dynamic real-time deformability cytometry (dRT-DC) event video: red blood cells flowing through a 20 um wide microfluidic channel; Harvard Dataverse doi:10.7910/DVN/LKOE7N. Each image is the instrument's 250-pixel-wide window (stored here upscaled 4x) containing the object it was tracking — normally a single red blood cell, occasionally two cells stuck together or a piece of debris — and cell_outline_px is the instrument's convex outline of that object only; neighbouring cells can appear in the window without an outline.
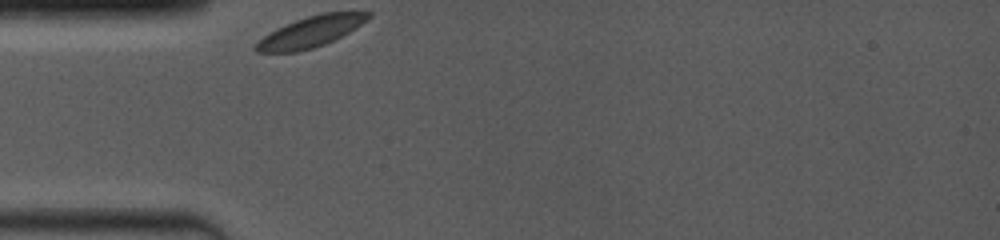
{"species": "common noctule bat (a hibernating species)", "species_latin": "Nyctalus noctula", "temperature_condition": "room temperature", "stored_images_in_passage": 33, "camera_frame_rate_fps": 4000, "um_per_image_px": 0.085, "animal": {"sex": "female", "body_mass_g": 19.0, "forearm_length_mm": 53.3}, "frame": {"image": 1, "passage_image": 1, "time_ms": 0.0, "image_size_px": [1000, 240], "cell_outline_px": [[372, 16], [348, 32], [324, 44], [312, 48], [296, 52], [256, 52], [252, 48], [268, 32], [276, 28], [296, 20], [308, 16], [324, 12], [372, 12]], "centroid_in_image_um": [26.37, 2.7], "position_along_channel_um": 58.6, "area_um2": 19.83}}
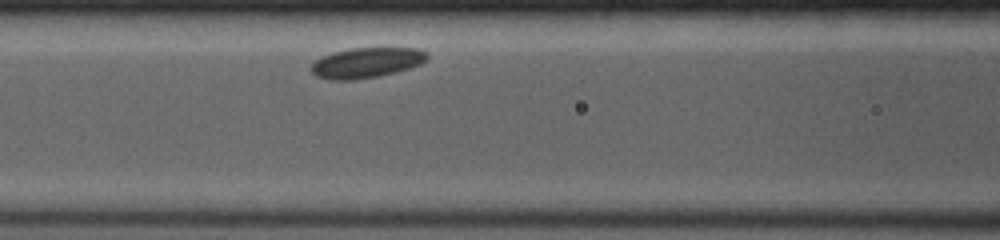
{"frame": {"image": 2, "passage_image": 15, "time_ms": 2.25, "image_size_px": [1000, 240], "cell_outline_px": [[428, 60], [420, 64], [396, 72], [380, 76], [356, 80], [328, 80], [316, 76], [308, 68], [316, 60], [332, 52], [352, 48], [416, 48], [424, 52], [428, 56]], "centroid_in_image_um": [31.12, 5.34], "position_along_channel_um": 135.5, "area_um2": 20.52}}
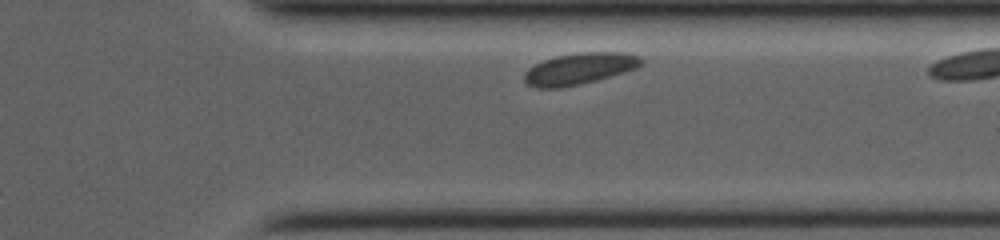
{"frame": {"image": 3, "passage_image": 31, "time_ms": 6.25, "image_size_px": [1000, 240], "cell_outline_px": [[644, 60], [636, 68], [624, 72], [596, 80], [580, 84], [560, 88], [536, 88], [528, 84], [524, 80], [524, 72], [528, 68], [544, 60], [556, 56], [584, 52], [624, 52], [640, 56]], "centroid_in_image_um": [49.24, 5.84], "position_along_channel_um": 362.2, "area_um2": 21.33}}